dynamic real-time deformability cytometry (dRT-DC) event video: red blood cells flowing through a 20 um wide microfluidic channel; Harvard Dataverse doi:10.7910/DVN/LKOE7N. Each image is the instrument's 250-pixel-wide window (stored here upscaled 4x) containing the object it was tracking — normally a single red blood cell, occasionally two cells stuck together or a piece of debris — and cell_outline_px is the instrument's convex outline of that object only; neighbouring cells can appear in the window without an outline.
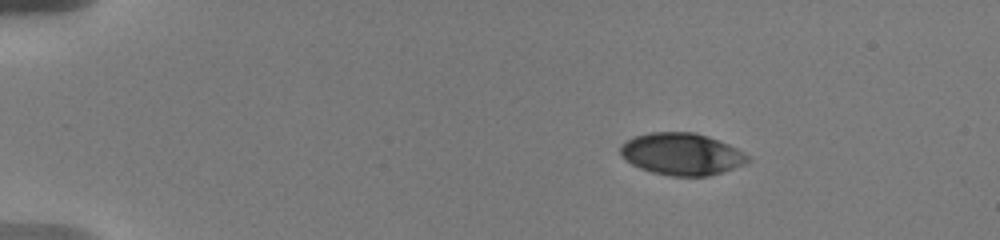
{"species": "human", "species_latin": "Homo sapiens", "temperature_condition": "warm", "stored_images_in_passage": 60, "camera_frame_rate_fps": 3000, "um_per_image_px": 0.085, "donor": {"sex": "male"}, "frame": {"image": 1, "passage_image": 1, "time_ms": 0.0, "image_size_px": [1000, 240], "cell_outline_px": [[752, 160], [744, 164], [708, 176], [668, 176], [652, 172], [640, 168], [632, 164], [620, 152], [620, 148], [628, 140], [636, 136], [648, 132], [696, 132], [708, 136], [728, 144], [752, 156]], "centroid_in_image_um": [57.99, 13.09], "position_along_channel_um": 27.0, "area_um2": 31.04}}
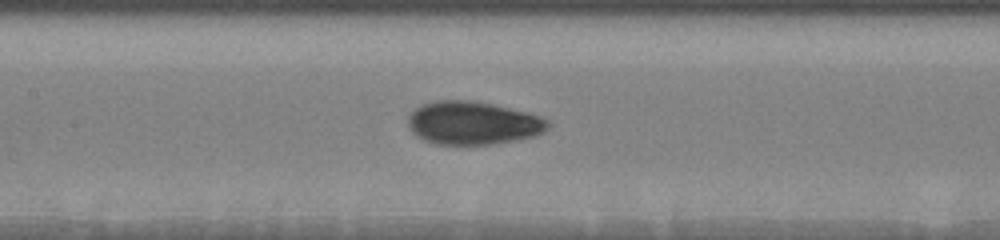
{"frame": {"image": 2, "passage_image": 27, "time_ms": 6.333, "image_size_px": [1000, 240], "cell_outline_px": [[548, 128], [544, 132], [532, 136], [492, 144], [436, 144], [424, 140], [416, 136], [412, 132], [408, 124], [408, 116], [416, 108], [432, 100], [472, 100], [492, 104], [528, 112], [548, 120]], "centroid_in_image_um": [40.17, 10.44], "position_along_channel_um": 167.2, "area_um2": 34.97}}
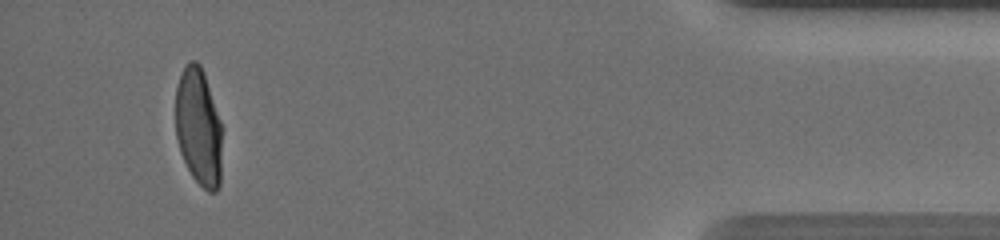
{"frame": {"image": 3, "passage_image": 58, "time_ms": 14.667, "image_size_px": [1000, 240], "cell_outline_px": [[220, 184], [216, 192], [208, 192], [192, 176], [180, 152], [176, 136], [176, 88], [180, 76], [188, 60], [196, 60], [200, 64], [204, 72], [220, 120]], "centroid_in_image_um": [16.86, 10.77], "position_along_channel_um": 418.3, "area_um2": 31.56}, "authors_computed_cell_mechanics": {"area_um2": 32.657, "velocity_mm_per_s": 3.6683, "shape_relaxation_time_tau1_ms": 5.4067, "shape_relaxation_time_tau2_ms": 1.045, "deformation_change_tau1": 0.2131, "deformation_change_tau2": 0.0529}}